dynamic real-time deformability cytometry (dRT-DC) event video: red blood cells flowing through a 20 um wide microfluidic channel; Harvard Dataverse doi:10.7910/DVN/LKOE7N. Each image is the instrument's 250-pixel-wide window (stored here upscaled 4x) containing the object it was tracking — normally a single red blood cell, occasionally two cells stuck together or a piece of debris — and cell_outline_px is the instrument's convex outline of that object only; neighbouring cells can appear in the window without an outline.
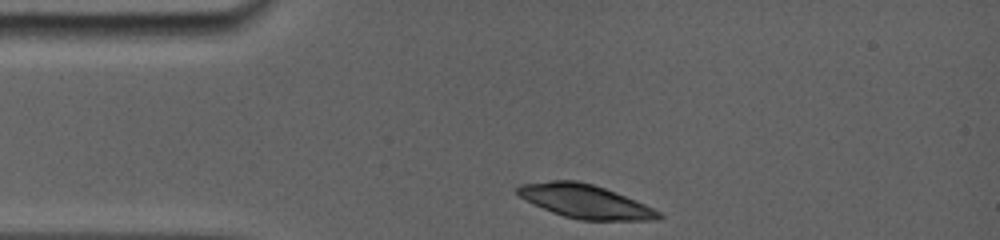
{"species": "common noctule bat (a hibernating species)", "species_latin": "Nyctalus noctula", "temperature_condition": "room temperature", "stored_images_in_passage": 1, "camera_frame_rate_fps": 5000, "um_per_image_px": 0.085, "animal": {"sex": "female", "body_mass_g": 19.0, "forearm_length_mm": 56.7}, "frame": {"image": 1, "passage_image": 1, "time_ms": 0.0, "image_size_px": [1000, 240], "cell_outline_px": [[664, 216], [660, 220], [580, 220], [564, 216], [552, 212], [532, 204], [516, 196], [512, 188], [520, 184], [552, 180], [576, 180], [592, 184], [616, 192], [636, 200], [660, 212]], "centroid_in_image_um": [49.67, 17.11], "position_along_channel_um": 35.3, "area_um2": 28.03}}